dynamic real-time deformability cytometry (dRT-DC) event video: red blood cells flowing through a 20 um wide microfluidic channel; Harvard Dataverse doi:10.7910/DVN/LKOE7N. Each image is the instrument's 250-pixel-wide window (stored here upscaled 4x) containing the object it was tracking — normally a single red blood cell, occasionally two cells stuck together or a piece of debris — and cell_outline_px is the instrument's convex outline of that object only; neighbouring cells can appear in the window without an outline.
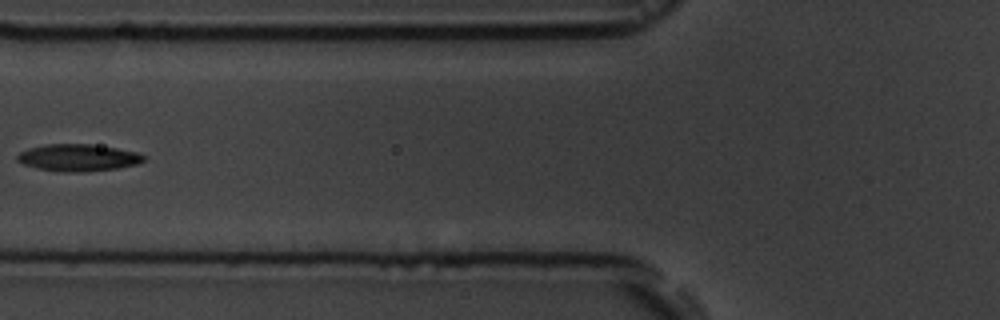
{"species": "common noctule bat (a hibernating species)", "species_latin": "Nyctalus noctula", "temperature_condition": "room temperature", "stored_images_in_passage": 7, "camera_frame_rate_fps": 3000, "um_per_image_px": 0.085, "animal": {"sex": "male", "body_mass_g": 19.5, "forearm_length_mm": 54.6}, "frame": {"image": 1, "passage_image": 6, "time_ms": 7.333, "image_size_px": [1000, 320], "cell_outline_px": [[144, 160], [136, 164], [116, 168], [84, 172], [60, 172], [36, 168], [24, 164], [16, 160], [16, 156], [20, 152], [28, 148], [48, 144], [92, 144], [116, 148], [136, 152], [144, 156]], "centroid_in_image_um": [6.59, 13.4], "position_along_channel_um": 119.2, "area_um2": 19.83}}
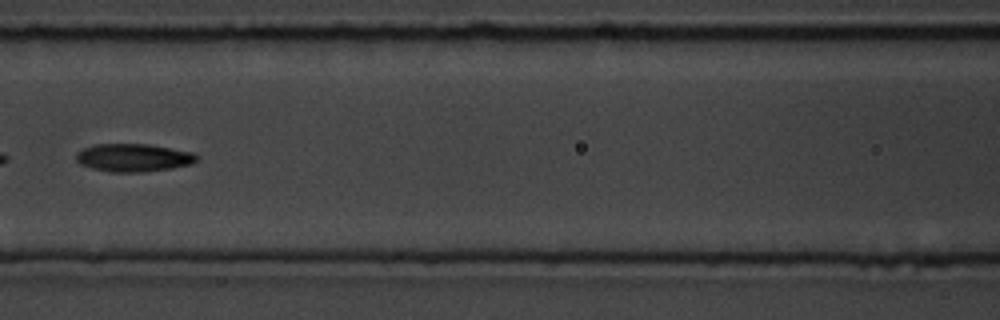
{"frame": {"image": 2, "passage_image": 7, "time_ms": 8.333, "image_size_px": [1000, 320], "cell_outline_px": [[200, 156], [192, 164], [172, 168], [144, 172], [112, 172], [92, 168], [80, 164], [76, 160], [76, 152], [84, 148], [96, 144], [148, 144], [192, 152]], "centroid_in_image_um": [11.35, 13.4], "position_along_channel_um": 155.3, "area_um2": 19.65}}